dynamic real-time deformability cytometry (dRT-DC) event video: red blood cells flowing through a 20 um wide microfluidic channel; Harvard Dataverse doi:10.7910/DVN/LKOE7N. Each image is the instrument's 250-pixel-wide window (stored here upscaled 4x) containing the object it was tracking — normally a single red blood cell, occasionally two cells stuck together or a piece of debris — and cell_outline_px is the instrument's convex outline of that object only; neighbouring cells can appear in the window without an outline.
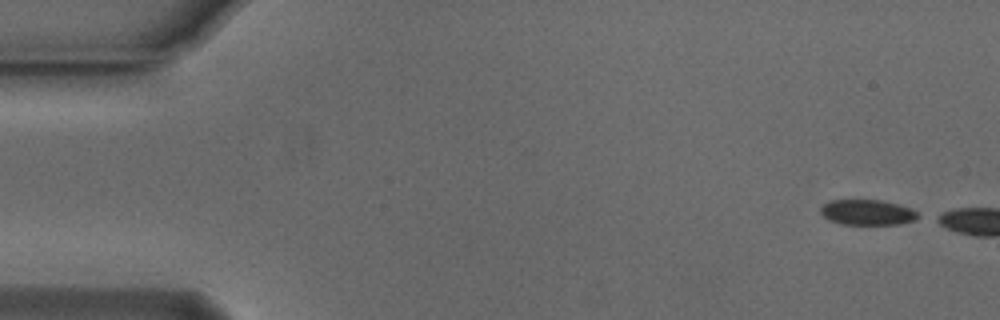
{"species": "Egyptian fruit bat (a non-hibernating species)", "species_latin": "Rousettus aegyptiacus", "temperature_condition": "cold", "stored_images_in_passage": 8, "camera_frame_rate_fps": 3000, "um_per_image_px": 0.085, "animal": {"sex": "male"}, "frame": {"image": 1, "passage_image": 1, "time_ms": 0.0, "image_size_px": [1000, 320], "cell_outline_px": [[924, 216], [916, 220], [900, 224], [840, 224], [828, 220], [820, 212], [820, 208], [828, 200], [880, 200], [896, 204], [908, 208]], "centroid_in_image_um": [73.72, 18.06], "position_along_channel_um": 11.3, "area_um2": 14.45}}